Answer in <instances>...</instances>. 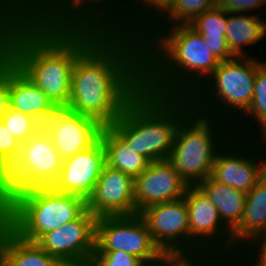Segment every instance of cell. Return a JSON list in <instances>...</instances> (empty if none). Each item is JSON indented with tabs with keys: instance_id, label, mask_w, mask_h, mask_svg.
Segmentation results:
<instances>
[{
	"instance_id": "1",
	"label": "cell",
	"mask_w": 266,
	"mask_h": 266,
	"mask_svg": "<svg viewBox=\"0 0 266 266\" xmlns=\"http://www.w3.org/2000/svg\"><path fill=\"white\" fill-rule=\"evenodd\" d=\"M141 89L140 38L99 35L73 64L68 106L110 126Z\"/></svg>"
},
{
	"instance_id": "2",
	"label": "cell",
	"mask_w": 266,
	"mask_h": 266,
	"mask_svg": "<svg viewBox=\"0 0 266 266\" xmlns=\"http://www.w3.org/2000/svg\"><path fill=\"white\" fill-rule=\"evenodd\" d=\"M99 35L34 25L8 10L0 21V51L53 104L68 105L73 64Z\"/></svg>"
},
{
	"instance_id": "3",
	"label": "cell",
	"mask_w": 266,
	"mask_h": 266,
	"mask_svg": "<svg viewBox=\"0 0 266 266\" xmlns=\"http://www.w3.org/2000/svg\"><path fill=\"white\" fill-rule=\"evenodd\" d=\"M142 88L190 97L221 63L189 24L152 27L141 39Z\"/></svg>"
},
{
	"instance_id": "4",
	"label": "cell",
	"mask_w": 266,
	"mask_h": 266,
	"mask_svg": "<svg viewBox=\"0 0 266 266\" xmlns=\"http://www.w3.org/2000/svg\"><path fill=\"white\" fill-rule=\"evenodd\" d=\"M193 110L189 97H166L141 89L110 127L150 162L167 160L182 120Z\"/></svg>"
},
{
	"instance_id": "5",
	"label": "cell",
	"mask_w": 266,
	"mask_h": 266,
	"mask_svg": "<svg viewBox=\"0 0 266 266\" xmlns=\"http://www.w3.org/2000/svg\"><path fill=\"white\" fill-rule=\"evenodd\" d=\"M265 62V58L258 57H234L221 62L189 97L193 110L232 126L249 108L257 70Z\"/></svg>"
},
{
	"instance_id": "6",
	"label": "cell",
	"mask_w": 266,
	"mask_h": 266,
	"mask_svg": "<svg viewBox=\"0 0 266 266\" xmlns=\"http://www.w3.org/2000/svg\"><path fill=\"white\" fill-rule=\"evenodd\" d=\"M232 136L229 123L192 110L180 123L167 160L188 186H197L211 176L218 151Z\"/></svg>"
},
{
	"instance_id": "7",
	"label": "cell",
	"mask_w": 266,
	"mask_h": 266,
	"mask_svg": "<svg viewBox=\"0 0 266 266\" xmlns=\"http://www.w3.org/2000/svg\"><path fill=\"white\" fill-rule=\"evenodd\" d=\"M87 209V201L76 195L40 187L22 198L1 220L21 239L36 242L48 231L77 219Z\"/></svg>"
},
{
	"instance_id": "8",
	"label": "cell",
	"mask_w": 266,
	"mask_h": 266,
	"mask_svg": "<svg viewBox=\"0 0 266 266\" xmlns=\"http://www.w3.org/2000/svg\"><path fill=\"white\" fill-rule=\"evenodd\" d=\"M123 251L146 266L162 265L167 257L154 243L144 219L139 215L102 216L95 224V251Z\"/></svg>"
},
{
	"instance_id": "9",
	"label": "cell",
	"mask_w": 266,
	"mask_h": 266,
	"mask_svg": "<svg viewBox=\"0 0 266 266\" xmlns=\"http://www.w3.org/2000/svg\"><path fill=\"white\" fill-rule=\"evenodd\" d=\"M266 174V150L258 138L232 136L218 151L211 177L248 193Z\"/></svg>"
},
{
	"instance_id": "10",
	"label": "cell",
	"mask_w": 266,
	"mask_h": 266,
	"mask_svg": "<svg viewBox=\"0 0 266 266\" xmlns=\"http://www.w3.org/2000/svg\"><path fill=\"white\" fill-rule=\"evenodd\" d=\"M188 207L190 256L223 254L233 259L232 231L222 222L217 207L197 186L184 195Z\"/></svg>"
},
{
	"instance_id": "11",
	"label": "cell",
	"mask_w": 266,
	"mask_h": 266,
	"mask_svg": "<svg viewBox=\"0 0 266 266\" xmlns=\"http://www.w3.org/2000/svg\"><path fill=\"white\" fill-rule=\"evenodd\" d=\"M127 0H70L47 24L53 30L125 35Z\"/></svg>"
},
{
	"instance_id": "12",
	"label": "cell",
	"mask_w": 266,
	"mask_h": 266,
	"mask_svg": "<svg viewBox=\"0 0 266 266\" xmlns=\"http://www.w3.org/2000/svg\"><path fill=\"white\" fill-rule=\"evenodd\" d=\"M96 219L86 209L77 219L43 234L36 243L65 266H88L95 251Z\"/></svg>"
},
{
	"instance_id": "13",
	"label": "cell",
	"mask_w": 266,
	"mask_h": 266,
	"mask_svg": "<svg viewBox=\"0 0 266 266\" xmlns=\"http://www.w3.org/2000/svg\"><path fill=\"white\" fill-rule=\"evenodd\" d=\"M139 215L166 256H190L189 216L184 197L148 206Z\"/></svg>"
},
{
	"instance_id": "14",
	"label": "cell",
	"mask_w": 266,
	"mask_h": 266,
	"mask_svg": "<svg viewBox=\"0 0 266 266\" xmlns=\"http://www.w3.org/2000/svg\"><path fill=\"white\" fill-rule=\"evenodd\" d=\"M87 209L96 217L135 215L134 179L104 165Z\"/></svg>"
},
{
	"instance_id": "15",
	"label": "cell",
	"mask_w": 266,
	"mask_h": 266,
	"mask_svg": "<svg viewBox=\"0 0 266 266\" xmlns=\"http://www.w3.org/2000/svg\"><path fill=\"white\" fill-rule=\"evenodd\" d=\"M188 187L168 160L151 162L134 178L135 215L148 206L183 198Z\"/></svg>"
},
{
	"instance_id": "16",
	"label": "cell",
	"mask_w": 266,
	"mask_h": 266,
	"mask_svg": "<svg viewBox=\"0 0 266 266\" xmlns=\"http://www.w3.org/2000/svg\"><path fill=\"white\" fill-rule=\"evenodd\" d=\"M105 164V148L100 139L90 148L63 160L59 177L52 188L87 201Z\"/></svg>"
},
{
	"instance_id": "17",
	"label": "cell",
	"mask_w": 266,
	"mask_h": 266,
	"mask_svg": "<svg viewBox=\"0 0 266 266\" xmlns=\"http://www.w3.org/2000/svg\"><path fill=\"white\" fill-rule=\"evenodd\" d=\"M226 28L227 45L234 57L266 58V16L228 12Z\"/></svg>"
},
{
	"instance_id": "18",
	"label": "cell",
	"mask_w": 266,
	"mask_h": 266,
	"mask_svg": "<svg viewBox=\"0 0 266 266\" xmlns=\"http://www.w3.org/2000/svg\"><path fill=\"white\" fill-rule=\"evenodd\" d=\"M103 128L104 125L96 119L71 111L49 136L65 160L96 144Z\"/></svg>"
},
{
	"instance_id": "19",
	"label": "cell",
	"mask_w": 266,
	"mask_h": 266,
	"mask_svg": "<svg viewBox=\"0 0 266 266\" xmlns=\"http://www.w3.org/2000/svg\"><path fill=\"white\" fill-rule=\"evenodd\" d=\"M19 150L0 158V219L22 198L38 190Z\"/></svg>"
},
{
	"instance_id": "20",
	"label": "cell",
	"mask_w": 266,
	"mask_h": 266,
	"mask_svg": "<svg viewBox=\"0 0 266 266\" xmlns=\"http://www.w3.org/2000/svg\"><path fill=\"white\" fill-rule=\"evenodd\" d=\"M20 151L32 177L40 187H52L59 177L63 159L49 135L34 134L21 143Z\"/></svg>"
},
{
	"instance_id": "21",
	"label": "cell",
	"mask_w": 266,
	"mask_h": 266,
	"mask_svg": "<svg viewBox=\"0 0 266 266\" xmlns=\"http://www.w3.org/2000/svg\"><path fill=\"white\" fill-rule=\"evenodd\" d=\"M266 235V174L246 193L244 213L239 226L232 232L233 260L252 240Z\"/></svg>"
},
{
	"instance_id": "22",
	"label": "cell",
	"mask_w": 266,
	"mask_h": 266,
	"mask_svg": "<svg viewBox=\"0 0 266 266\" xmlns=\"http://www.w3.org/2000/svg\"><path fill=\"white\" fill-rule=\"evenodd\" d=\"M0 266H65L36 242L21 239L0 219Z\"/></svg>"
},
{
	"instance_id": "23",
	"label": "cell",
	"mask_w": 266,
	"mask_h": 266,
	"mask_svg": "<svg viewBox=\"0 0 266 266\" xmlns=\"http://www.w3.org/2000/svg\"><path fill=\"white\" fill-rule=\"evenodd\" d=\"M197 187L217 207L222 222L233 232L241 223L246 193L219 183L211 176Z\"/></svg>"
},
{
	"instance_id": "24",
	"label": "cell",
	"mask_w": 266,
	"mask_h": 266,
	"mask_svg": "<svg viewBox=\"0 0 266 266\" xmlns=\"http://www.w3.org/2000/svg\"><path fill=\"white\" fill-rule=\"evenodd\" d=\"M100 139L105 148L106 165L128 174L133 179L151 163L146 157L129 147L110 126H104Z\"/></svg>"
},
{
	"instance_id": "25",
	"label": "cell",
	"mask_w": 266,
	"mask_h": 266,
	"mask_svg": "<svg viewBox=\"0 0 266 266\" xmlns=\"http://www.w3.org/2000/svg\"><path fill=\"white\" fill-rule=\"evenodd\" d=\"M228 12L218 6L196 16L189 25L200 33L212 54L221 62L234 58L226 41Z\"/></svg>"
},
{
	"instance_id": "26",
	"label": "cell",
	"mask_w": 266,
	"mask_h": 266,
	"mask_svg": "<svg viewBox=\"0 0 266 266\" xmlns=\"http://www.w3.org/2000/svg\"><path fill=\"white\" fill-rule=\"evenodd\" d=\"M10 108L32 116L38 111L49 109L53 103L47 95L29 80L9 60Z\"/></svg>"
},
{
	"instance_id": "27",
	"label": "cell",
	"mask_w": 266,
	"mask_h": 266,
	"mask_svg": "<svg viewBox=\"0 0 266 266\" xmlns=\"http://www.w3.org/2000/svg\"><path fill=\"white\" fill-rule=\"evenodd\" d=\"M266 129V62L257 70L253 99L232 125L233 136L257 138Z\"/></svg>"
},
{
	"instance_id": "28",
	"label": "cell",
	"mask_w": 266,
	"mask_h": 266,
	"mask_svg": "<svg viewBox=\"0 0 266 266\" xmlns=\"http://www.w3.org/2000/svg\"><path fill=\"white\" fill-rule=\"evenodd\" d=\"M174 0H127L125 35L142 38L171 8Z\"/></svg>"
},
{
	"instance_id": "29",
	"label": "cell",
	"mask_w": 266,
	"mask_h": 266,
	"mask_svg": "<svg viewBox=\"0 0 266 266\" xmlns=\"http://www.w3.org/2000/svg\"><path fill=\"white\" fill-rule=\"evenodd\" d=\"M217 6V0H174L170 10L153 26L189 24L196 16Z\"/></svg>"
},
{
	"instance_id": "30",
	"label": "cell",
	"mask_w": 266,
	"mask_h": 266,
	"mask_svg": "<svg viewBox=\"0 0 266 266\" xmlns=\"http://www.w3.org/2000/svg\"><path fill=\"white\" fill-rule=\"evenodd\" d=\"M70 0H23L14 10L27 22L46 25Z\"/></svg>"
},
{
	"instance_id": "31",
	"label": "cell",
	"mask_w": 266,
	"mask_h": 266,
	"mask_svg": "<svg viewBox=\"0 0 266 266\" xmlns=\"http://www.w3.org/2000/svg\"><path fill=\"white\" fill-rule=\"evenodd\" d=\"M71 111L68 105L53 104L49 109L34 113L31 116L34 133L49 135Z\"/></svg>"
},
{
	"instance_id": "32",
	"label": "cell",
	"mask_w": 266,
	"mask_h": 266,
	"mask_svg": "<svg viewBox=\"0 0 266 266\" xmlns=\"http://www.w3.org/2000/svg\"><path fill=\"white\" fill-rule=\"evenodd\" d=\"M1 120L20 144L35 134L30 115L9 107Z\"/></svg>"
},
{
	"instance_id": "33",
	"label": "cell",
	"mask_w": 266,
	"mask_h": 266,
	"mask_svg": "<svg viewBox=\"0 0 266 266\" xmlns=\"http://www.w3.org/2000/svg\"><path fill=\"white\" fill-rule=\"evenodd\" d=\"M88 266H146L139 258L123 251H94Z\"/></svg>"
},
{
	"instance_id": "34",
	"label": "cell",
	"mask_w": 266,
	"mask_h": 266,
	"mask_svg": "<svg viewBox=\"0 0 266 266\" xmlns=\"http://www.w3.org/2000/svg\"><path fill=\"white\" fill-rule=\"evenodd\" d=\"M235 266H266V235L255 238L244 247Z\"/></svg>"
},
{
	"instance_id": "35",
	"label": "cell",
	"mask_w": 266,
	"mask_h": 266,
	"mask_svg": "<svg viewBox=\"0 0 266 266\" xmlns=\"http://www.w3.org/2000/svg\"><path fill=\"white\" fill-rule=\"evenodd\" d=\"M172 266H235V260L223 254L172 256Z\"/></svg>"
},
{
	"instance_id": "36",
	"label": "cell",
	"mask_w": 266,
	"mask_h": 266,
	"mask_svg": "<svg viewBox=\"0 0 266 266\" xmlns=\"http://www.w3.org/2000/svg\"><path fill=\"white\" fill-rule=\"evenodd\" d=\"M217 6L227 12L251 13L266 16V0H217Z\"/></svg>"
},
{
	"instance_id": "37",
	"label": "cell",
	"mask_w": 266,
	"mask_h": 266,
	"mask_svg": "<svg viewBox=\"0 0 266 266\" xmlns=\"http://www.w3.org/2000/svg\"><path fill=\"white\" fill-rule=\"evenodd\" d=\"M9 107V59L0 51V120Z\"/></svg>"
},
{
	"instance_id": "38",
	"label": "cell",
	"mask_w": 266,
	"mask_h": 266,
	"mask_svg": "<svg viewBox=\"0 0 266 266\" xmlns=\"http://www.w3.org/2000/svg\"><path fill=\"white\" fill-rule=\"evenodd\" d=\"M20 143L0 120V158L20 150Z\"/></svg>"
},
{
	"instance_id": "39",
	"label": "cell",
	"mask_w": 266,
	"mask_h": 266,
	"mask_svg": "<svg viewBox=\"0 0 266 266\" xmlns=\"http://www.w3.org/2000/svg\"><path fill=\"white\" fill-rule=\"evenodd\" d=\"M257 138L260 140L263 148L266 150V129Z\"/></svg>"
},
{
	"instance_id": "40",
	"label": "cell",
	"mask_w": 266,
	"mask_h": 266,
	"mask_svg": "<svg viewBox=\"0 0 266 266\" xmlns=\"http://www.w3.org/2000/svg\"><path fill=\"white\" fill-rule=\"evenodd\" d=\"M9 9L1 2L0 0V21L2 16L8 11Z\"/></svg>"
},
{
	"instance_id": "41",
	"label": "cell",
	"mask_w": 266,
	"mask_h": 266,
	"mask_svg": "<svg viewBox=\"0 0 266 266\" xmlns=\"http://www.w3.org/2000/svg\"><path fill=\"white\" fill-rule=\"evenodd\" d=\"M158 266H172V256H167L163 264Z\"/></svg>"
}]
</instances>
